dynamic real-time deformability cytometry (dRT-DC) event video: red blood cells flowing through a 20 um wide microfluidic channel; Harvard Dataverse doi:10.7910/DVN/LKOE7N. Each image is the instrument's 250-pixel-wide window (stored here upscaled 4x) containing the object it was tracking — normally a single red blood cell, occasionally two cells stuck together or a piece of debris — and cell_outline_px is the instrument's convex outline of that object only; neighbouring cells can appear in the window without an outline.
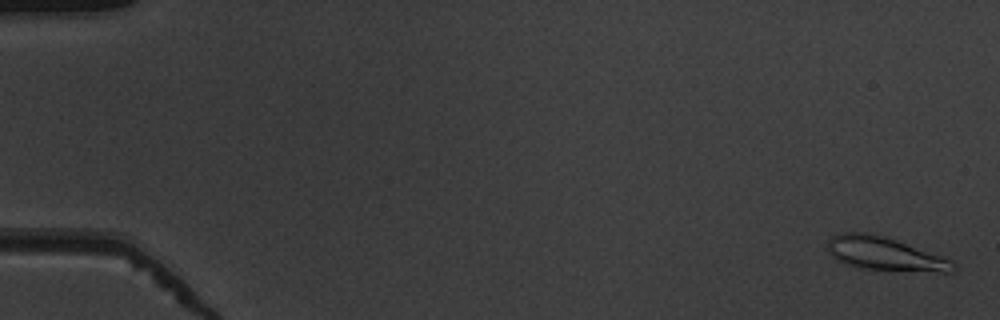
{"species": "common noctule bat (a hibernating species)", "species_latin": "Nyctalus noctula", "temperature_condition": "warm", "stored_images_in_passage": 53, "camera_frame_rate_fps": 3000, "um_per_image_px": 0.085, "animal": {"sex": "male", "body_mass_g": 19.5, "forearm_length_mm": 54.6}, "frame": {"image": 1, "passage_image": 2, "time_ms": 0.333, "image_size_px": [1000, 320], "cell_outline_px": [[956, 268], [952, 272], [940, 272], [856, 268], [836, 260], [828, 252], [828, 240], [832, 236], [840, 232], [868, 232], [884, 236], [952, 260], [956, 264]], "centroid_in_image_um": [75.17, 21.57], "position_along_channel_um": 9.8, "area_um2": 24.39}}
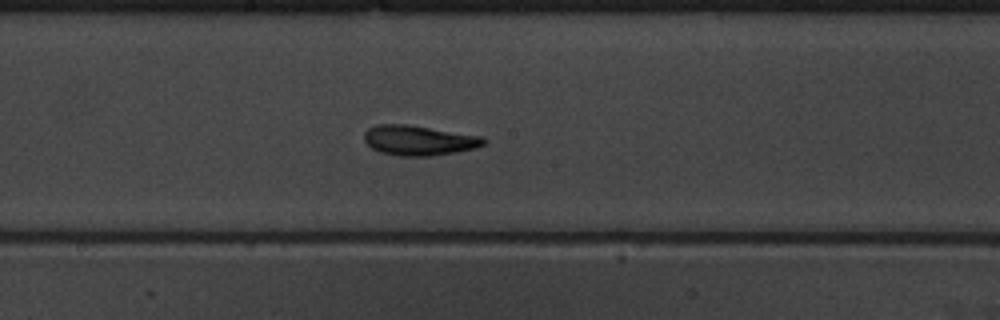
{"frame": {"image": 2, "passage_image": 30, "time_ms": 9.667, "image_size_px": [1000, 320], "cell_outline_px": [[488, 140], [484, 144], [476, 148], [456, 152], [432, 156], [400, 156], [380, 152], [372, 148], [364, 140], [364, 132], [368, 128], [376, 124], [408, 124], [484, 136]], "centroid_in_image_um": [35.63, 11.92], "position_along_channel_um": 212.6, "area_um2": 21.15}}
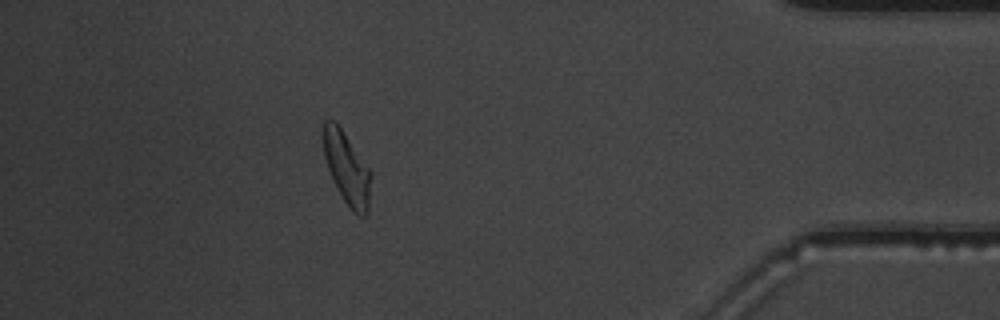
{"frame": {"image": 3, "passage_image": 48, "time_ms": 15.667, "image_size_px": [1000, 320], "cell_outline_px": [[372, 176], [368, 216], [360, 216], [352, 212], [344, 200], [328, 168], [324, 156], [320, 136], [324, 120], [336, 120], [372, 172]], "centroid_in_image_um": [29.48, 14.26], "position_along_channel_um": 405.7, "area_um2": 20.52}, "authors_computed_cell_mechanics": {"area_um2": 20.519, "velocity_mm_per_s": 3.8964, "shape_relaxation_time_tau1_ms": 3.3958, "shape_relaxation_time_tau2_ms": 2.6546, "deformation_change_tau1": 0.1401, "deformation_change_tau2": 0.0958}}